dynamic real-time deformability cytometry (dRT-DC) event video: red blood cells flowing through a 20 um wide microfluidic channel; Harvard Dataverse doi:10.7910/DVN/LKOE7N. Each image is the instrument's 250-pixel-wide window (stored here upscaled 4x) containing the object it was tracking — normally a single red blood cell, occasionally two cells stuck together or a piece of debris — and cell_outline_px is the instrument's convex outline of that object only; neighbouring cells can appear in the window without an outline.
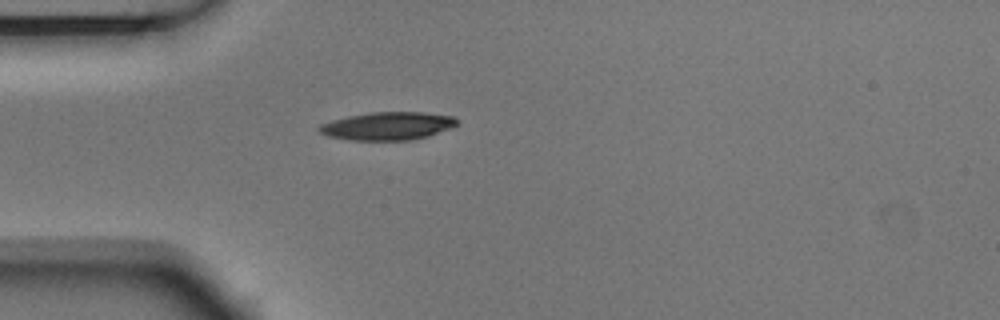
{"species": "Egyptian fruit bat (a non-hibernating species)", "species_latin": "Rousettus aegyptiacus", "temperature_condition": "room temperature", "stored_images_in_passage": 1, "camera_frame_rate_fps": 3000, "um_per_image_px": 0.085, "animal": {"sex": "male"}, "frame": {"image": 1, "passage_image": 1, "time_ms": 0.0, "image_size_px": [1000, 320], "cell_outline_px": [[460, 124], [452, 128], [428, 136], [412, 140], [352, 140], [328, 136], [320, 132], [316, 128], [320, 124], [332, 120], [348, 116], [368, 112], [424, 112], [452, 116], [460, 120]], "centroid_in_image_um": [32.99, 10.7], "position_along_channel_um": 52.0, "area_um2": 22.72}}